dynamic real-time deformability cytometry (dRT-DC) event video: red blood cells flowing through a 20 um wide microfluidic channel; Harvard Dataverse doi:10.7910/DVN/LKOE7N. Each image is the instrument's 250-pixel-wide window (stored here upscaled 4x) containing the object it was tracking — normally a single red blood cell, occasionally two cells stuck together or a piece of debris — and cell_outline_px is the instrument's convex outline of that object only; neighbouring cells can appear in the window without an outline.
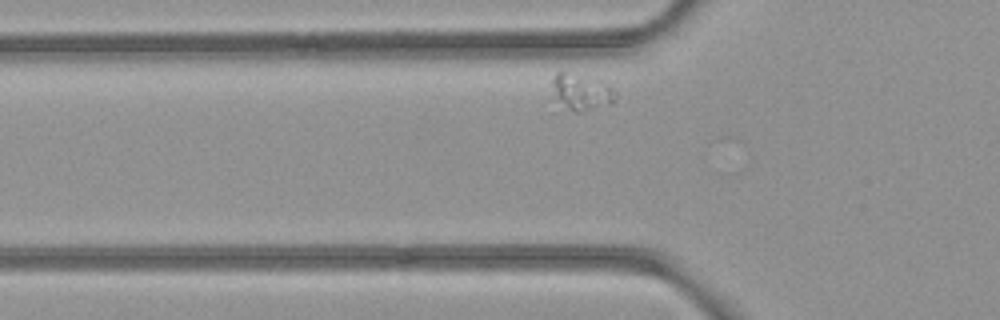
{"species": "common noctule bat (a hibernating species)", "species_latin": "Nyctalus noctula", "temperature_condition": "room temperature", "stored_images_in_passage": 29, "camera_frame_rate_fps": 3000, "um_per_image_px": 0.085, "animal": {"sex": "female", "body_mass_g": 21.9}, "frame": {"image": 1, "passage_image": 2, "time_ms": 0.333, "image_size_px": [1000, 320], "cell_outline_px": [[616, 100], [612, 104], [580, 112], [576, 112], [568, 108], [556, 96], [552, 84], [552, 76], [560, 68], [608, 84], [616, 92]], "centroid_in_image_um": [49.44, 7.77], "position_along_channel_um": 76.4, "area_um2": 13.35}}
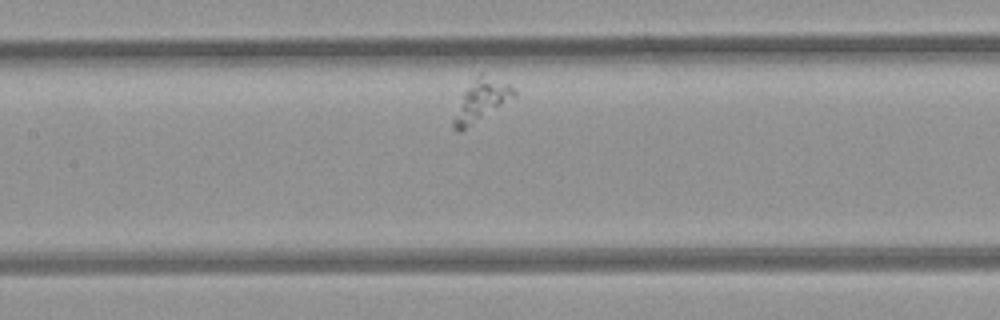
{"frame": {"image": 2, "passage_image": 10, "time_ms": 3.0, "image_size_px": [1000, 320], "cell_outline_px": [[516, 96], [460, 132], [456, 132], [452, 128], [452, 120], [464, 92], [480, 72], [508, 84], [516, 92]], "centroid_in_image_um": [40.88, 8.56], "position_along_channel_um": 166.5, "area_um2": 14.16}}
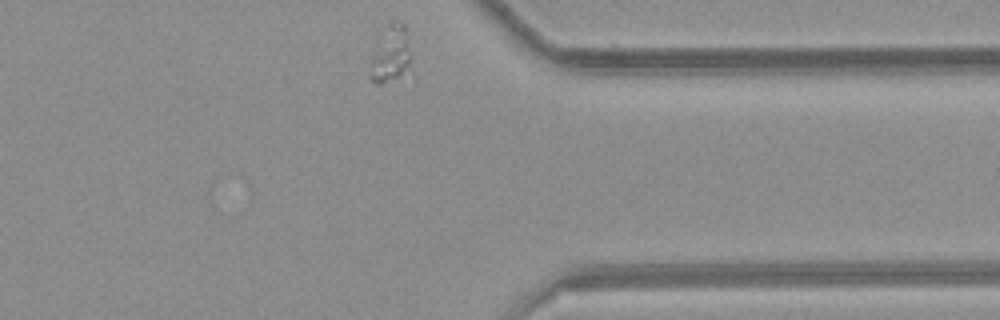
{"frame": {"image": 3, "passage_image": 29, "time_ms": 9.333, "image_size_px": [1000, 320], "cell_outline_px": [[412, 56], [408, 64], [400, 76], [380, 84], [376, 84], [368, 80], [368, 76], [372, 60], [388, 24], [392, 20], [400, 20], [404, 24]], "centroid_in_image_um": [33.22, 4.62], "position_along_channel_um": 378.2, "area_um2": 12.95}}